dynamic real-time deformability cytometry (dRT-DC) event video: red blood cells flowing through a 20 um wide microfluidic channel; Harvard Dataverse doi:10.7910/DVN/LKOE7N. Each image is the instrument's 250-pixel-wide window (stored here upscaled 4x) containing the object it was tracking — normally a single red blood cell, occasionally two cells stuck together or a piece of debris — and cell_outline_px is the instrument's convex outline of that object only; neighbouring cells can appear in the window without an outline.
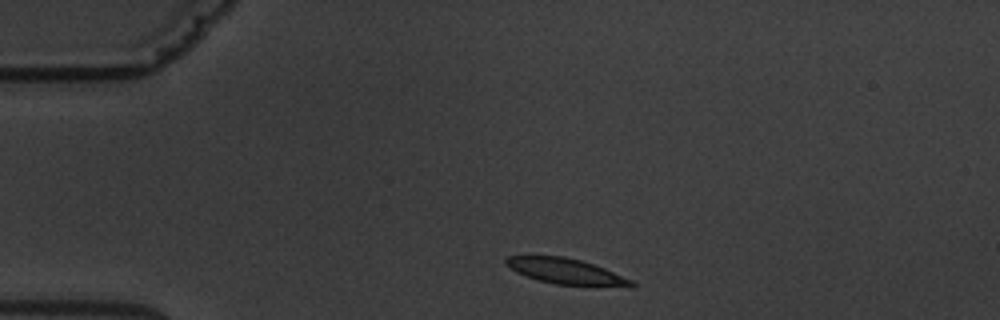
{"species": "common noctule bat (a hibernating species)", "species_latin": "Nyctalus noctula", "temperature_condition": "warm", "stored_images_in_passage": 3, "camera_frame_rate_fps": 3000, "um_per_image_px": 0.085, "animal": {"sex": "male", "body_mass_g": 19.5, "forearm_length_mm": 54.6}, "frame": {"image": 1, "passage_image": 1, "time_ms": 0.0, "image_size_px": [1000, 320], "cell_outline_px": [[636, 284], [632, 288], [556, 284], [540, 280], [516, 272], [504, 264], [504, 260], [508, 256], [564, 256], [580, 260], [604, 268], [632, 280]], "centroid_in_image_um": [48.16, 23.08], "position_along_channel_um": 36.8, "area_um2": 18.79}}
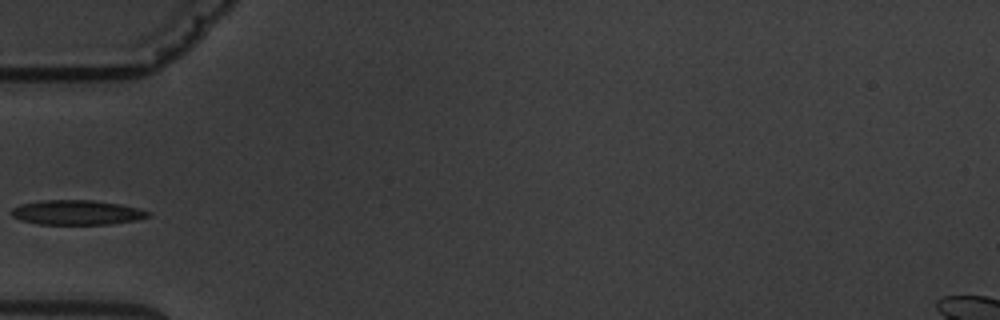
{"frame": {"image": 2, "passage_image": 3, "time_ms": 2.333, "image_size_px": [1000, 320], "cell_outline_px": [[152, 216], [136, 220], [112, 224], [40, 224], [20, 220], [12, 216], [12, 208], [20, 204], [40, 200], [92, 200], [120, 204], [140, 208], [152, 212]], "centroid_in_image_um": [6.58, 18.06], "position_along_channel_um": 78.4, "area_um2": 19.83}}